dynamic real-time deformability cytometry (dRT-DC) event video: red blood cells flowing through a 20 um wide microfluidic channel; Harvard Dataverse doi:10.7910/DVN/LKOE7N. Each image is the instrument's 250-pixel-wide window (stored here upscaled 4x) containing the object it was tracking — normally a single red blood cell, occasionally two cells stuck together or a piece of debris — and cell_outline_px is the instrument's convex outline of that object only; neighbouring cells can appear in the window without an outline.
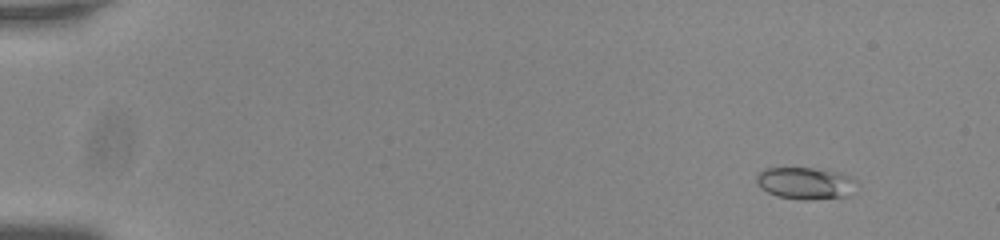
{"species": "common noctule bat (a hibernating species)", "species_latin": "Nyctalus noctula", "temperature_condition": "room temperature", "stored_images_in_passage": 57, "camera_frame_rate_fps": 3000, "um_per_image_px": 0.085, "animal": {"sex": "male", "body_mass_g": 20.0, "forearm_length_mm": 53.3}, "frame": {"image": 1, "passage_image": 6, "time_ms": 1.667, "image_size_px": [1000, 240], "cell_outline_px": [[860, 184], [852, 196], [812, 200], [800, 200], [776, 196], [768, 192], [756, 184], [756, 176], [764, 168], [812, 168], [836, 172], [848, 176], [856, 180]], "centroid_in_image_um": [68.52, 15.6], "position_along_channel_um": 16.5, "area_um2": 19.07}}
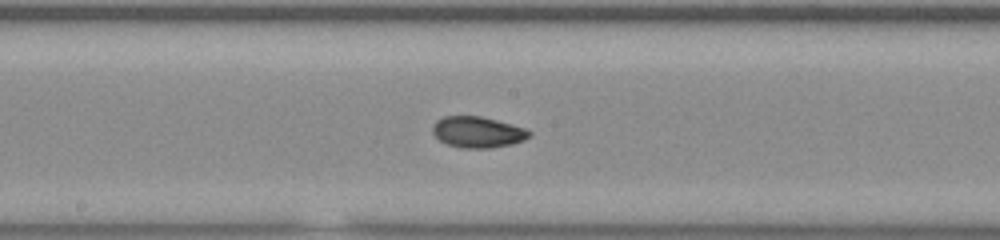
{"frame": {"image": 2, "passage_image": 32, "time_ms": 10.333, "image_size_px": [1000, 240], "cell_outline_px": [[532, 136], [524, 140], [512, 144], [488, 148], [460, 148], [448, 144], [440, 140], [432, 132], [432, 124], [436, 120], [444, 116], [480, 116], [512, 124], [524, 128], [532, 132]], "centroid_in_image_um": [40.6, 11.23], "position_along_channel_um": 207.6, "area_um2": 17.57}}
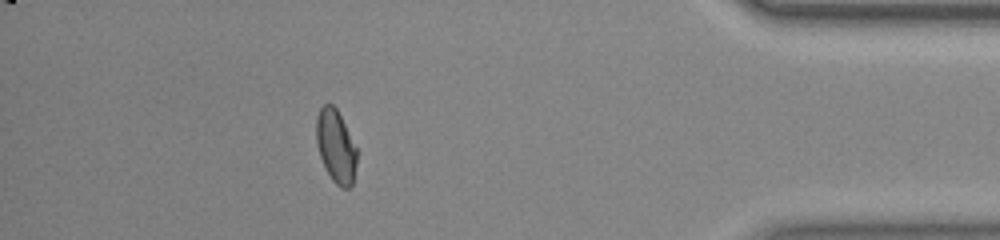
{"frame": {"image": 3, "passage_image": 51, "time_ms": 16.667, "image_size_px": [1000, 240], "cell_outline_px": [[356, 164], [352, 184], [348, 188], [340, 188], [332, 180], [320, 156], [316, 144], [316, 116], [320, 108], [324, 104], [332, 104], [336, 108], [356, 148]], "centroid_in_image_um": [28.52, 12.43], "position_along_channel_um": 406.7, "area_um2": 16.94}, "authors_computed_cell_mechanics": {"area_um2": 17.4556, "velocity_mm_per_s": 3.7547, "shape_relaxation_time_tau1_ms": 9.6789, "shape_relaxation_time_tau2_ms": 1.3283, "deformation_change_tau1": 0.1978, "deformation_change_tau2": 0.0575}}